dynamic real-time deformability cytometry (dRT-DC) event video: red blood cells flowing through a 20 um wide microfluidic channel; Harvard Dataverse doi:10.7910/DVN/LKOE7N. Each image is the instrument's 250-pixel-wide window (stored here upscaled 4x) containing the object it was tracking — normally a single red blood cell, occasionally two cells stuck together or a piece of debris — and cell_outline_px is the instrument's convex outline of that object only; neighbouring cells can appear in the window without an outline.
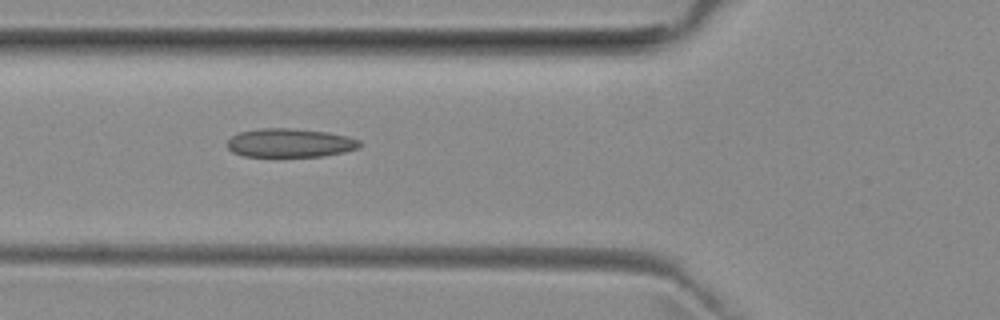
{"species": "common noctule bat (a hibernating species)", "species_latin": "Nyctalus noctula", "temperature_condition": "room temperature", "stored_images_in_passage": 34, "camera_frame_rate_fps": 3000, "um_per_image_px": 0.085, "animal": {"sex": "female", "body_mass_g": 29.2, "forearm_length_mm": 56.3}, "frame": {"image": 1, "passage_image": 3, "time_ms": 0.667, "image_size_px": [1000, 320], "cell_outline_px": [[360, 148], [344, 152], [324, 156], [244, 156], [232, 152], [228, 148], [228, 140], [232, 136], [240, 132], [260, 128], [292, 128], [328, 132], [348, 136], [360, 140]], "centroid_in_image_um": [24.67, 12.14], "position_along_channel_um": 101.1, "area_um2": 22.2}}
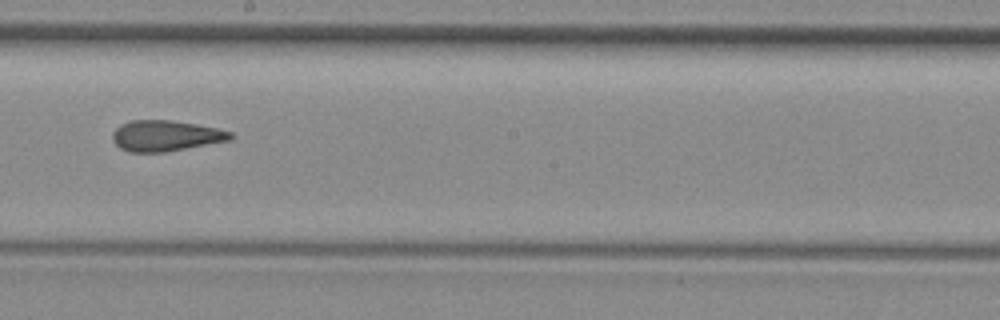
{"frame": {"image": 2, "passage_image": 13, "time_ms": 4.0, "image_size_px": [1000, 320], "cell_outline_px": [[232, 136], [228, 140], [164, 152], [128, 152], [120, 148], [112, 140], [112, 132], [120, 124], [132, 120], [172, 120], [196, 124], [216, 128], [232, 132]], "centroid_in_image_um": [14.01, 11.53], "position_along_channel_um": 234.2, "area_um2": 20.98}}
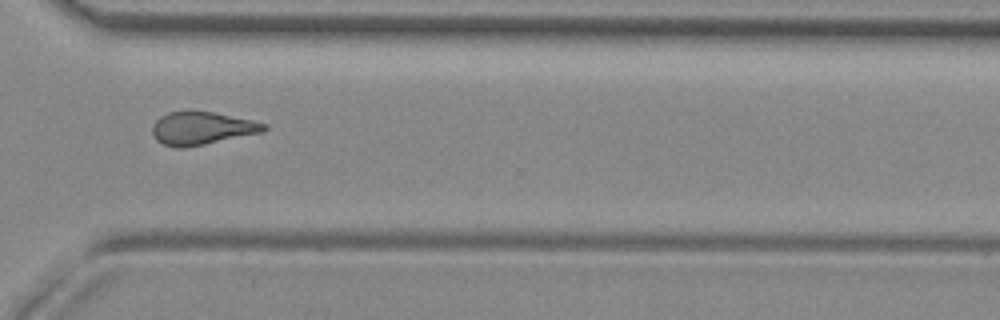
{"frame": {"image": 3, "passage_image": 22, "time_ms": 7.0, "image_size_px": [1000, 320], "cell_outline_px": [[268, 128], [264, 132], [184, 148], [176, 148], [164, 144], [156, 140], [152, 132], [152, 128], [156, 120], [160, 116], [168, 112], [188, 108], [212, 112], [252, 120], [264, 124]], "centroid_in_image_um": [17.11, 10.87], "position_along_channel_um": 353.5, "area_um2": 21.73}}